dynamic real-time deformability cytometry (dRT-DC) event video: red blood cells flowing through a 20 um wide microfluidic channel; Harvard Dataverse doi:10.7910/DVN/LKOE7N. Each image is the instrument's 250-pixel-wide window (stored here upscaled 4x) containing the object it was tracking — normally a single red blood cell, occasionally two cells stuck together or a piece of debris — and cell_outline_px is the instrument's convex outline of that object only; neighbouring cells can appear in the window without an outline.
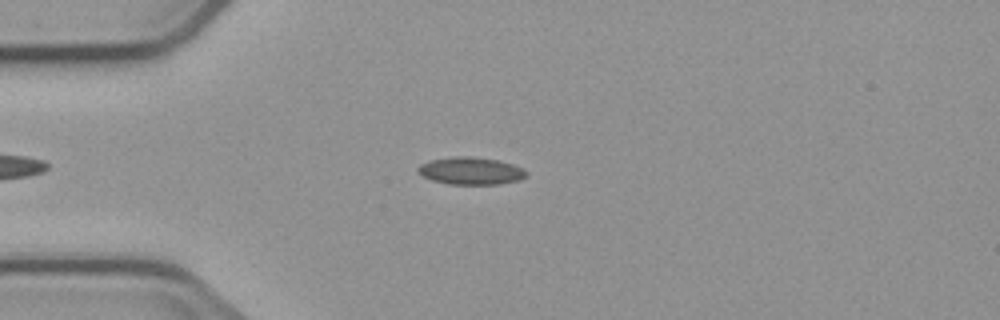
{"species": "common noctule bat (a hibernating species)", "species_latin": "Nyctalus noctula", "temperature_condition": "cold", "stored_images_in_passage": 4, "segment_of_instrument_passage": [1, 2], "camera_frame_rate_fps": 3000, "um_per_image_px": 0.085, "animal": {"sex": "male", "body_mass_g": 23.1, "forearm_length_mm": 52.7}, "frame": {"image": 1, "passage_image": 3, "time_ms": 2.333, "image_size_px": [1000, 320], "cell_outline_px": [[528, 176], [520, 180], [500, 184], [448, 184], [432, 180], [416, 172], [416, 168], [420, 164], [428, 160], [452, 156], [472, 156], [496, 160], [512, 164], [524, 168], [528, 172]], "centroid_in_image_um": [40.01, 14.52], "position_along_channel_um": 45.0, "area_um2": 17.57}}